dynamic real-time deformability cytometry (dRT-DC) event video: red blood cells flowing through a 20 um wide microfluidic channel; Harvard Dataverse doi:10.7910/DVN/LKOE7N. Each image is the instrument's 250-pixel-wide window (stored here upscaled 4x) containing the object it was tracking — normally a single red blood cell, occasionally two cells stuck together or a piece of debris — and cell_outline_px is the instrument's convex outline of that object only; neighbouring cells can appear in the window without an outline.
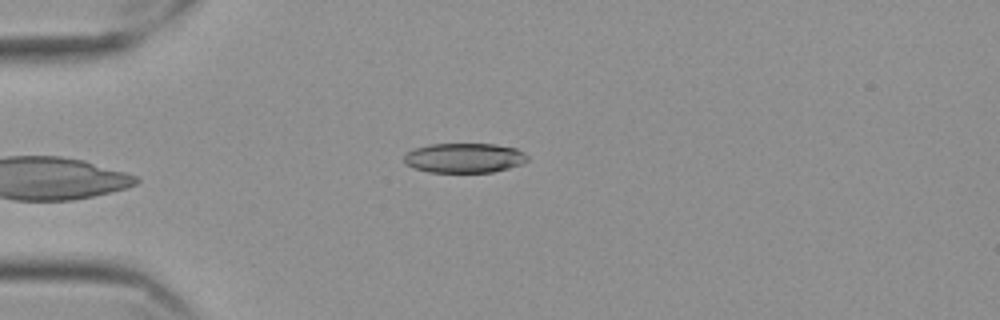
{"species": "Egyptian fruit bat (a non-hibernating species)", "species_latin": "Rousettus aegyptiacus", "temperature_condition": "cold", "stored_images_in_passage": 19, "camera_frame_rate_fps": 3000, "um_per_image_px": 0.085, "frame": {"image": 1, "passage_image": 3, "time_ms": 0.667, "image_size_px": [1000, 320], "cell_outline_px": [[508, 148], [504, 164], [500, 168], [480, 172], [444, 172], [448, 144], [480, 144]], "centroid_in_image_um": [40.31, 13.42], "position_along_channel_um": 44.7, "area_um2": 11.21}}
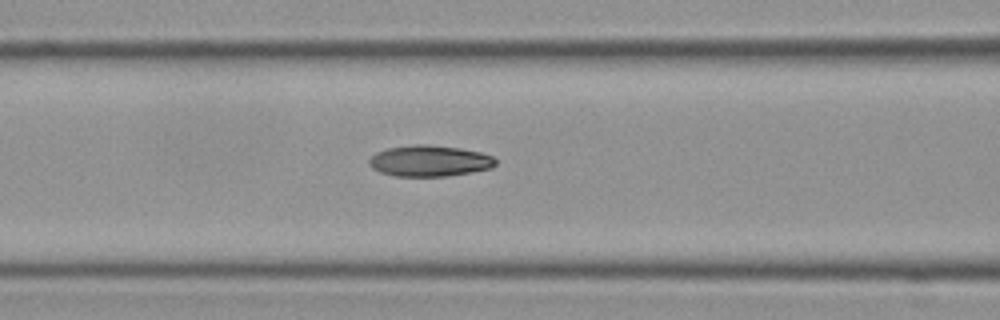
{"frame": {"image": 2, "passage_image": 12, "time_ms": 3.667, "image_size_px": [1000, 320], "cell_outline_px": [[492, 164], [480, 168], [460, 172], [396, 172], [404, 148], [444, 148], [468, 152], [484, 156], [492, 160]], "centroid_in_image_um": [37.41, 13.66], "position_along_channel_um": 129.2, "area_um2": 13.53}}
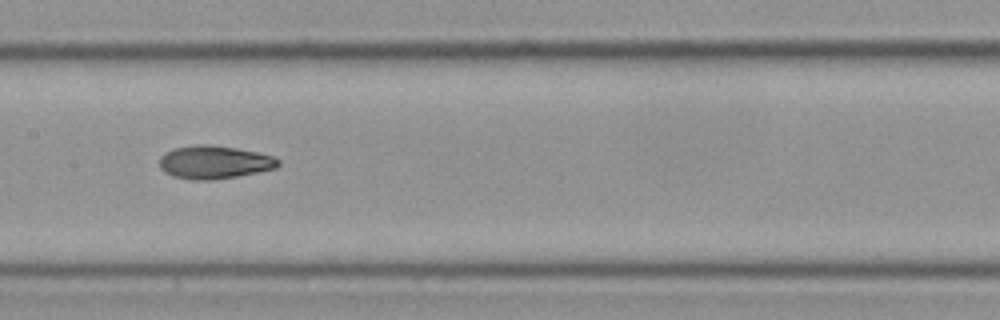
{"frame": {"image": 3, "passage_image": 17, "time_ms": 5.333, "image_size_px": [1000, 320], "cell_outline_px": [[276, 164], [264, 168], [244, 172], [220, 176], [196, 176], [196, 148], [220, 148], [244, 152], [260, 156]], "centroid_in_image_um": [19.3, 13.78], "position_along_channel_um": 188.1, "area_um2": 11.68}}